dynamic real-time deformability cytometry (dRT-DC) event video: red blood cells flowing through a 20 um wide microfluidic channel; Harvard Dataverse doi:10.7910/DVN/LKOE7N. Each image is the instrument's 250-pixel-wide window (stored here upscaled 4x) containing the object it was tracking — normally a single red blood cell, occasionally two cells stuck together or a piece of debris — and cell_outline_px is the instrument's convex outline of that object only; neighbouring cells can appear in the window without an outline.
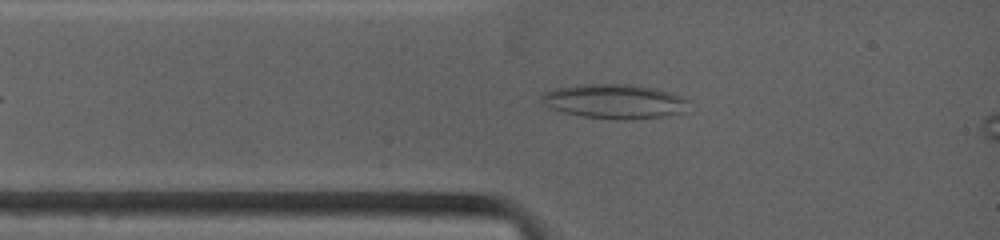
{"species": "common noctule bat (a hibernating species)", "species_latin": "Nyctalus noctula", "temperature_condition": "warm", "stored_images_in_passage": 59, "camera_frame_rate_fps": 4500, "um_per_image_px": 0.085, "animal": {"sex": "female", "body_mass_g": 19.0, "forearm_length_mm": 53.3}, "frame": {"image": 1, "passage_image": 7, "time_ms": 1.333, "image_size_px": [1000, 240], "cell_outline_px": [[688, 100], [684, 112], [660, 116], [632, 120], [584, 116], [564, 112], [548, 108], [544, 104], [540, 96], [544, 92], [556, 88], [580, 84], [628, 84], [656, 88], [684, 96]], "centroid_in_image_um": [52.22, 8.6], "position_along_channel_um": 32.8, "area_um2": 29.36}}
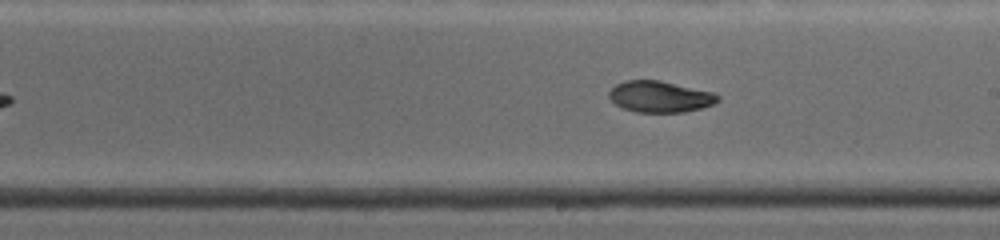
{"frame": {"image": 2, "passage_image": 33, "time_ms": 6.444, "image_size_px": [1000, 240], "cell_outline_px": [[720, 100], [712, 104], [700, 108], [684, 112], [636, 112], [624, 108], [616, 104], [608, 96], [608, 92], [616, 84], [624, 80], [660, 80], [716, 92], [720, 96]], "centroid_in_image_um": [56.12, 8.2], "position_along_channel_um": 232.9, "area_um2": 19.94}}
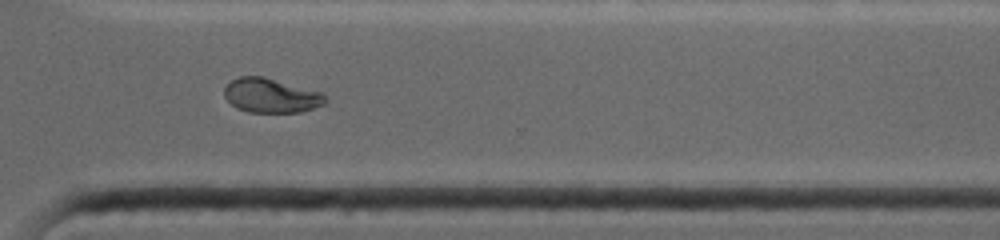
{"frame": {"image": 3, "passage_image": 46, "time_ms": 9.333, "image_size_px": [1000, 240], "cell_outline_px": [[328, 100], [324, 104], [300, 112], [248, 112], [236, 108], [224, 96], [224, 88], [232, 80], [240, 76], [264, 76], [324, 92]], "centroid_in_image_um": [23.07, 8.11], "position_along_channel_um": 347.5, "area_um2": 20.4}, "authors_computed_cell_mechanics": {"area_um2": 20.6924, "velocity_mm_per_s": 3.9624, "shape_relaxation_time_tau1_ms": null, "shape_relaxation_time_tau2_ms": 3.5905, "deformation_change_tau1": null, "deformation_change_tau2": 0.0549}}